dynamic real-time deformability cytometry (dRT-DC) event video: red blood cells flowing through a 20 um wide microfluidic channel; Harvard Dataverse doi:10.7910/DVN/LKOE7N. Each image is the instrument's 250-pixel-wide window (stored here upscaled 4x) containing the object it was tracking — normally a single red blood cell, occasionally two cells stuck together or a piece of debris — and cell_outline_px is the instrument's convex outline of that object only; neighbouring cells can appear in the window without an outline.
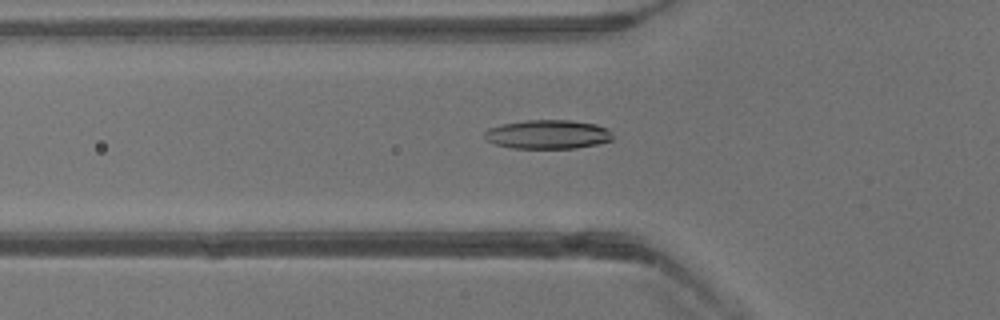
{"species": "common noctule bat (a hibernating species)", "species_latin": "Nyctalus noctula", "temperature_condition": "warm", "stored_images_in_passage": 37, "camera_frame_rate_fps": 3000, "um_per_image_px": 0.085, "animal": {"sex": "male", "body_mass_g": 13.3}, "frame": {"image": 1, "passage_image": 14, "time_ms": 4.333, "image_size_px": [1000, 320], "cell_outline_px": [[612, 140], [596, 144], [576, 148], [512, 148], [496, 144], [488, 140], [484, 136], [484, 132], [488, 128], [504, 124], [524, 120], [568, 120], [596, 124], [608, 128], [612, 136]], "centroid_in_image_um": [46.57, 11.42], "position_along_channel_um": 79.2, "area_um2": 21.5}}
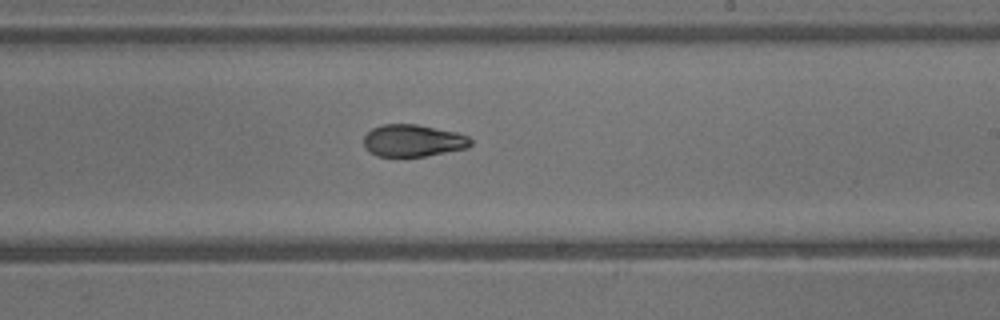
{"frame": {"image": 2, "passage_image": 24, "time_ms": 7.667, "image_size_px": [1000, 320], "cell_outline_px": [[472, 144], [468, 148], [424, 156], [376, 156], [364, 148], [364, 136], [372, 128], [384, 124], [416, 124], [456, 132], [468, 136], [472, 140]], "centroid_in_image_um": [35.1, 11.95], "position_along_channel_um": 253.9, "area_um2": 20.0}}
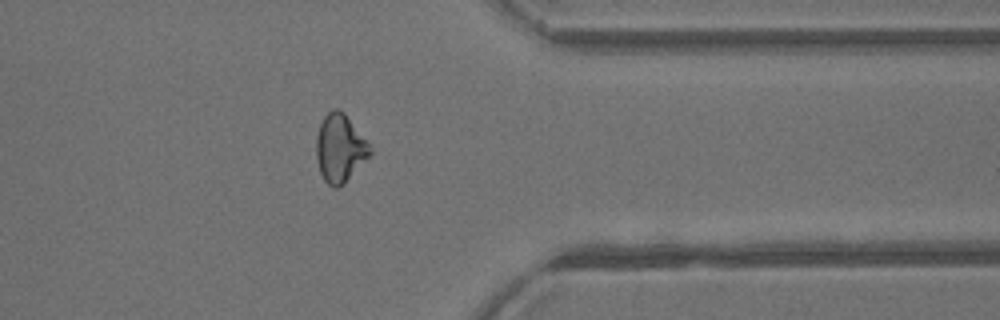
{"frame": {"image": 3, "passage_image": 32, "time_ms": 10.333, "image_size_px": [1000, 320], "cell_outline_px": [[372, 152], [344, 184], [336, 188], [332, 188], [324, 180], [320, 172], [316, 156], [316, 136], [320, 124], [324, 116], [332, 108], [336, 108], [344, 112], [372, 148]], "centroid_in_image_um": [28.87, 12.6], "position_along_channel_um": 382.5, "area_um2": 21.15}}